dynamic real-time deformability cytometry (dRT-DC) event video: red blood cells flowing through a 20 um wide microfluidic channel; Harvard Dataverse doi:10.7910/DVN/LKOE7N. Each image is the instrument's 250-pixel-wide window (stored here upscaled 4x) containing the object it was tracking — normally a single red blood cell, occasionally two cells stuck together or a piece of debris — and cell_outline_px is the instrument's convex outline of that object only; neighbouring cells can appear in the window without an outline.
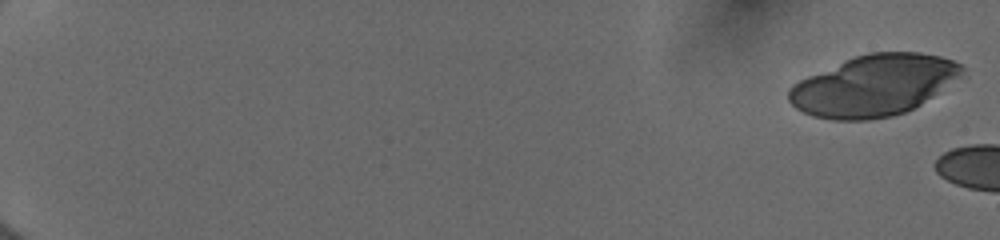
{"species": "human", "species_latin": "Homo sapiens", "temperature_condition": "cold", "stored_images_in_passage": 6, "camera_frame_rate_fps": 3000, "um_per_image_px": 0.085, "donor": {"sex": "female"}, "frame": {"image": 1, "passage_image": 1, "time_ms": 0.0, "image_size_px": [1000, 240], "cell_outline_px": [[968, 76], [920, 104], [904, 112], [892, 116], [868, 120], [832, 120], [812, 116], [796, 108], [788, 100], [788, 88], [792, 84], [808, 76], [844, 60], [868, 52], [920, 52], [940, 56], [952, 60], [960, 64], [964, 68]], "centroid_in_image_um": [74.34, 7.26], "position_along_channel_um": 10.7, "area_um2": 62.19}}